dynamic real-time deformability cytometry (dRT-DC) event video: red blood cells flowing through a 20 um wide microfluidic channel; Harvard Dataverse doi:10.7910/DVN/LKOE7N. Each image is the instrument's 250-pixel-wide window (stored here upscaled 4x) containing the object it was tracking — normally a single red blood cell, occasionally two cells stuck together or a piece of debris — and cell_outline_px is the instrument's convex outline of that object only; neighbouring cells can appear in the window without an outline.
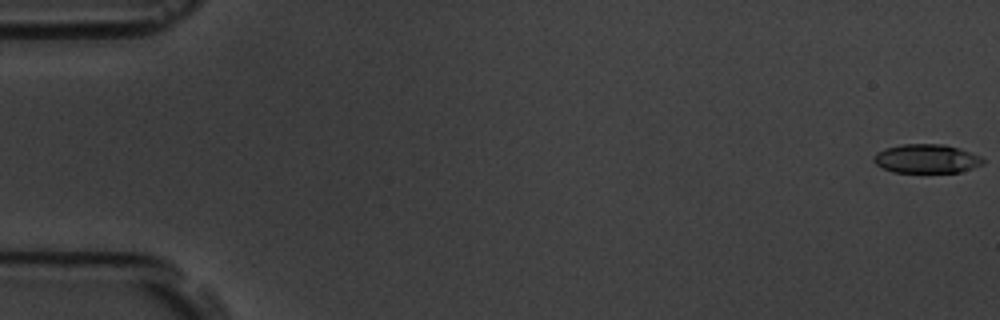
{"species": "common noctule bat (a hibernating species)", "species_latin": "Nyctalus noctula", "temperature_condition": "room temperature", "stored_images_in_passage": 56, "camera_frame_rate_fps": 3000, "um_per_image_px": 0.085, "animal": {"sex": "male", "body_mass_g": 19.5, "forearm_length_mm": 54.6}, "frame": {"image": 1, "passage_image": 1, "time_ms": 0.0, "image_size_px": [1000, 320], "cell_outline_px": [[984, 164], [960, 172], [892, 172], [876, 164], [872, 160], [872, 156], [876, 152], [884, 148], [900, 144], [944, 144], [980, 156], [984, 160]], "centroid_in_image_um": [78.7, 13.49], "position_along_channel_um": 6.3, "area_um2": 18.38}}
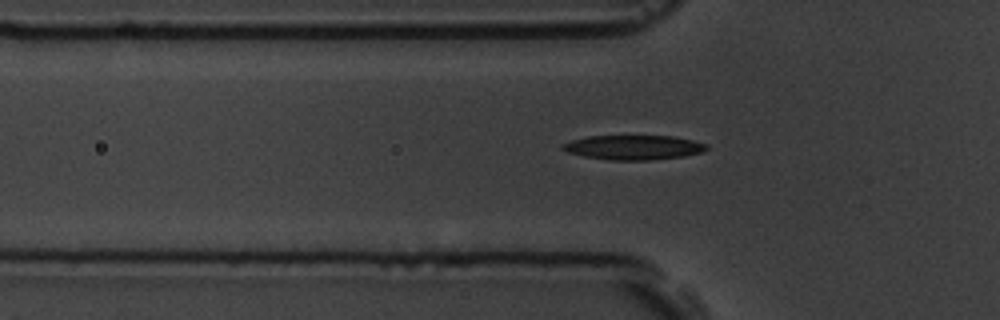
{"frame": {"image": 2, "passage_image": 19, "time_ms": 6.0, "image_size_px": [1000, 320], "cell_outline_px": [[708, 148], [704, 152], [684, 156], [648, 160], [608, 160], [584, 156], [568, 152], [560, 148], [560, 144], [572, 140], [588, 136], [672, 136], [692, 140], [708, 144]], "centroid_in_image_um": [53.85, 12.53], "position_along_channel_um": 72.0, "area_um2": 20.63}}
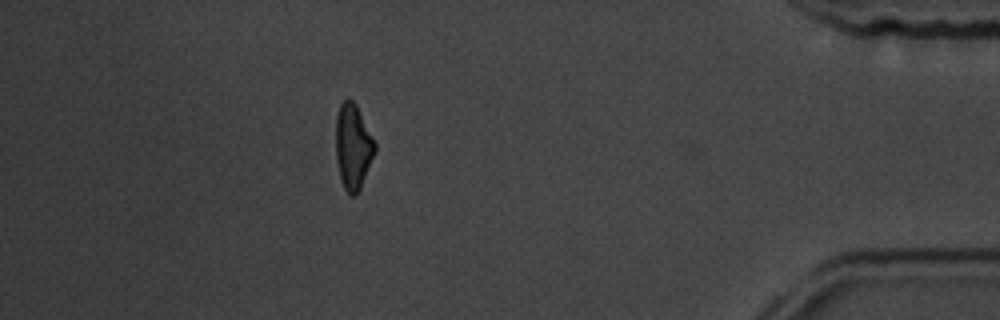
{"frame": {"image": 3, "passage_image": 50, "time_ms": 16.333, "image_size_px": [1000, 320], "cell_outline_px": [[376, 152], [360, 188], [356, 196], [352, 196], [344, 188], [340, 180], [336, 160], [336, 116], [340, 104], [348, 96], [356, 104], [376, 144]], "centroid_in_image_um": [30.0, 12.46], "position_along_channel_um": 405.2, "area_um2": 19.54}, "authors_computed_cell_mechanics": {"area_um2": 19.8832, "velocity_mm_per_s": 3.6829, "shape_relaxation_time_tau1_ms": 2.9223, "shape_relaxation_time_tau2_ms": 3.7677, "deformation_change_tau1": 0.1419, "deformation_change_tau2": 0.1102}}